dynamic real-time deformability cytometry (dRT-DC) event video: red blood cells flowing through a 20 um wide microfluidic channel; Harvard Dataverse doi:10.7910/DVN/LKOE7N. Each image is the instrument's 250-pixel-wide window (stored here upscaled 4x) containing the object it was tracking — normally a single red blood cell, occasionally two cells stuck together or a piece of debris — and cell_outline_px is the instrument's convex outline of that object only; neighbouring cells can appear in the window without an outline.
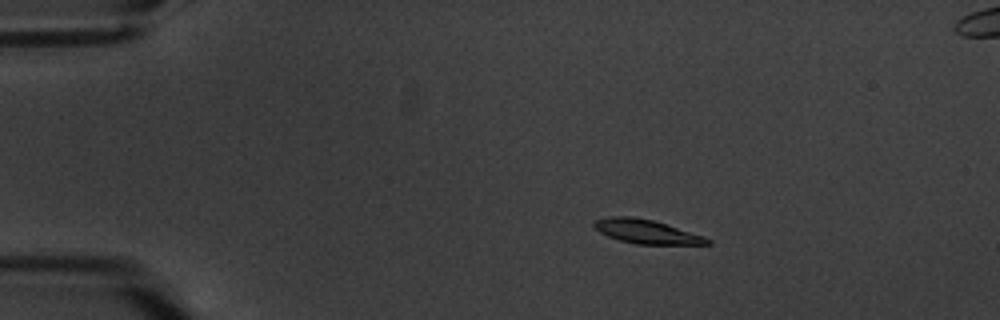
{"species": "common noctule bat (a hibernating species)", "species_latin": "Nyctalus noctula", "temperature_condition": "warm", "stored_images_in_passage": 5, "camera_frame_rate_fps": 3000, "um_per_image_px": 0.085, "animal": {"sex": "male", "body_mass_g": 20.1, "forearm_length_mm": 53.5}, "frame": {"image": 1, "passage_image": 3, "time_ms": 2.333, "image_size_px": [1000, 320], "cell_outline_px": [[712, 244], [636, 244], [620, 240], [608, 236], [600, 232], [592, 224], [596, 220], [608, 216], [632, 216], [652, 220], [704, 236], [712, 240]], "centroid_in_image_um": [54.94, 19.68], "position_along_channel_um": 30.1, "area_um2": 15.61}}